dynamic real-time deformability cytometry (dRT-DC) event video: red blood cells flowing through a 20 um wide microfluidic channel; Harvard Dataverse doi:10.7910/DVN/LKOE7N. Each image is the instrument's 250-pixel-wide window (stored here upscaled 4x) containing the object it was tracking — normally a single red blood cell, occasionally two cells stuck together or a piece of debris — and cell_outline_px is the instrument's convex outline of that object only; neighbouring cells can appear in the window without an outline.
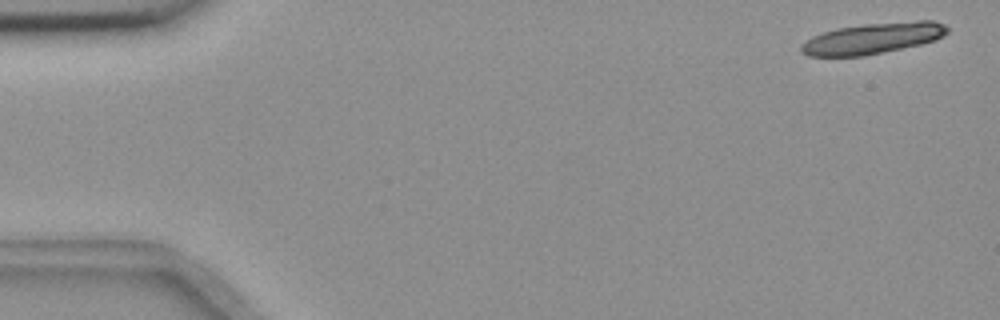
{"species": "common noctule bat (a hibernating species)", "species_latin": "Nyctalus noctula", "temperature_condition": "room temperature", "stored_images_in_passage": 14, "camera_frame_rate_fps": 3000, "um_per_image_px": 0.085, "animal": {"sex": "female", "body_mass_g": 18.4}, "frame": {"image": 1, "passage_image": 1, "time_ms": 0.0, "image_size_px": [1000, 320], "cell_outline_px": [[948, 32], [944, 36], [936, 40], [920, 44], [884, 52], [864, 56], [808, 56], [800, 52], [800, 44], [812, 36], [836, 28], [864, 24], [916, 20], [932, 20], [944, 24], [948, 28]], "centroid_in_image_um": [74.18, 3.25], "position_along_channel_um": 10.8, "area_um2": 26.59}}